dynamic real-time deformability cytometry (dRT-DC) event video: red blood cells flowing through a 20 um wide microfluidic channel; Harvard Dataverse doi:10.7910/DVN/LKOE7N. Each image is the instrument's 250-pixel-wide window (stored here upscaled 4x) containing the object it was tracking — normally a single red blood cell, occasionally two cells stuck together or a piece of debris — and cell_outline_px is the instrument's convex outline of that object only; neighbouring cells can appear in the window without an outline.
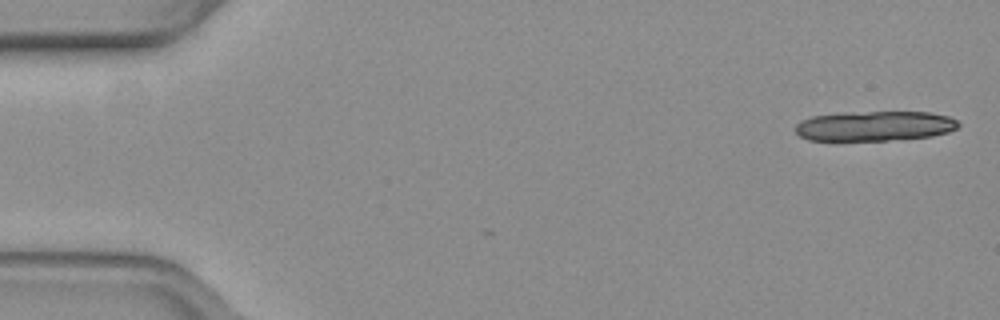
{"species": "common noctule bat (a hibernating species)", "species_latin": "Nyctalus noctula", "temperature_condition": "warm", "stored_images_in_passage": 3, "camera_frame_rate_fps": 3000, "um_per_image_px": 0.085, "animal": {"sex": "female", "body_mass_g": 19.3, "forearm_length_mm": 54.1}, "frame": {"image": 1, "passage_image": 1, "time_ms": 0.0, "image_size_px": [1000, 320], "cell_outline_px": [[960, 124], [956, 128], [948, 132], [932, 136], [884, 140], [808, 140], [800, 136], [796, 132], [796, 124], [800, 120], [812, 116], [836, 112], [928, 112], [948, 116], [956, 120]], "centroid_in_image_um": [74.3, 10.7], "position_along_channel_um": 10.7, "area_um2": 28.44}}